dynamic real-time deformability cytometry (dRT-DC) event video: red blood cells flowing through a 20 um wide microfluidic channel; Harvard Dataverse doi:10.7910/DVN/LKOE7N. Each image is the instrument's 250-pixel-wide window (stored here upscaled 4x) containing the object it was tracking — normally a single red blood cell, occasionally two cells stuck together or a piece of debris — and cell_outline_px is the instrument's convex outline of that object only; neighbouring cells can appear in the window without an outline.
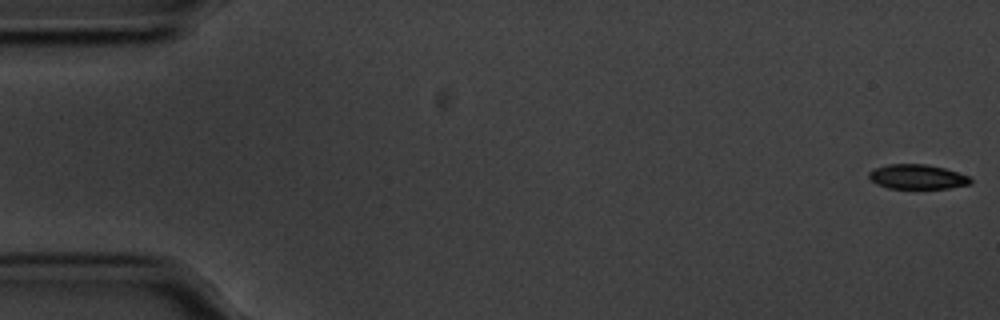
{"species": "common noctule bat (a hibernating species)", "species_latin": "Nyctalus noctula", "temperature_condition": "cold", "stored_images_in_passage": 56, "camera_frame_rate_fps": 3000, "um_per_image_px": 0.085, "animal": {"sex": "male", "body_mass_g": 20.1, "forearm_length_mm": 53.5}, "frame": {"image": 1, "passage_image": 1, "time_ms": 0.0, "image_size_px": [1000, 320], "cell_outline_px": [[972, 184], [948, 188], [888, 188], [876, 184], [868, 176], [868, 172], [876, 168], [888, 164], [928, 164], [944, 168], [968, 176], [972, 180]], "centroid_in_image_um": [77.97, 15.02], "position_along_channel_um": 7.0, "area_um2": 14.51}}
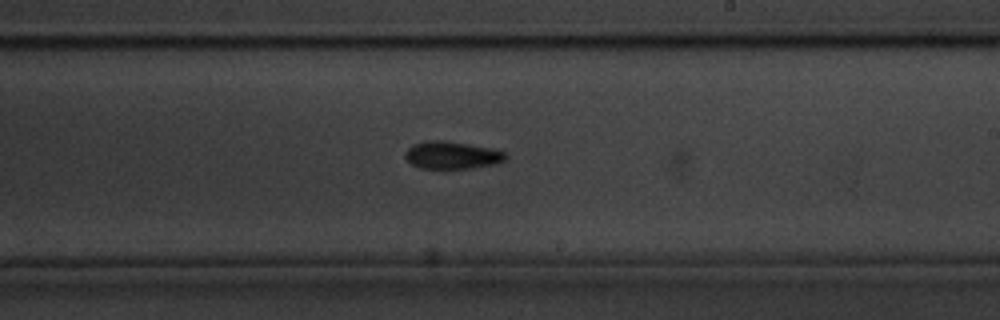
{"frame": {"image": 2, "passage_image": 33, "time_ms": 10.667, "image_size_px": [1000, 320], "cell_outline_px": [[508, 156], [504, 160], [496, 164], [468, 168], [420, 168], [412, 164], [404, 156], [404, 152], [408, 148], [416, 144], [432, 140], [444, 140], [492, 148], [504, 152]], "centroid_in_image_um": [38.43, 13.19], "position_along_channel_um": 250.6, "area_um2": 15.9}}
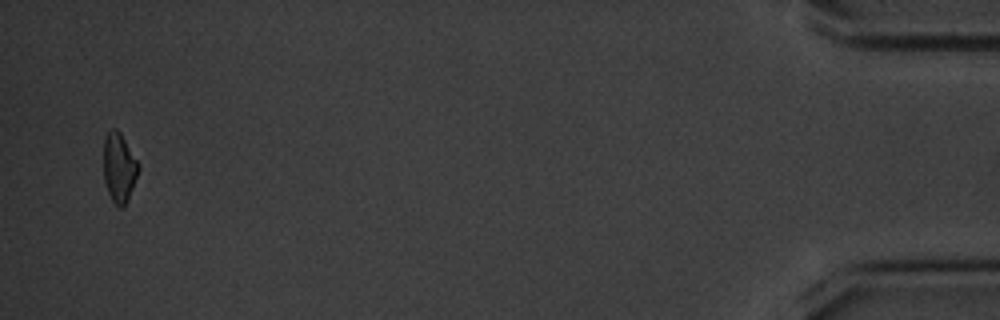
{"frame": {"image": 3, "passage_image": 55, "time_ms": 18.0, "image_size_px": [1000, 320], "cell_outline_px": [[140, 168], [128, 200], [120, 208], [112, 200], [108, 192], [104, 180], [104, 136], [112, 128], [116, 128], [120, 132], [140, 164]], "centroid_in_image_um": [10.13, 14.22], "position_along_channel_um": 425.1, "area_um2": 14.1}, "authors_computed_cell_mechanics": {"area_um2": 15.4615, "velocity_mm_per_s": 3.5464, "shape_relaxation_time_tau1_ms": 2.0399, "shape_relaxation_time_tau2_ms": null, "deformation_change_tau1": 0.0892, "deformation_change_tau2": null}}